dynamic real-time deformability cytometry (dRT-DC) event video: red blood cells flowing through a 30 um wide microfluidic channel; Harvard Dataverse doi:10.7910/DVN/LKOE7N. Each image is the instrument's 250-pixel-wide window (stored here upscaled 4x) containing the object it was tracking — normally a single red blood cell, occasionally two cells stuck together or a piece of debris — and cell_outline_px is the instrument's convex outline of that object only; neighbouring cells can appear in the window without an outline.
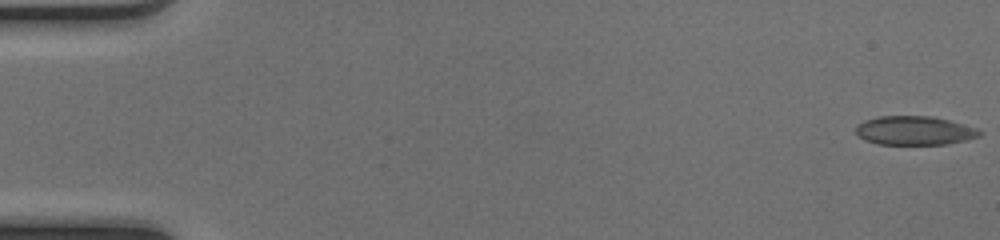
{"species": "common noctule bat (a hibernating species)", "species_latin": "Nyctalus noctula", "temperature_condition": "cold", "stored_images_in_passage": 51, "camera_frame_rate_fps": 3000, "um_per_image_px": 0.085, "animal": {"sex": "female", "body_mass_g": 17.0, "forearm_length_mm": 48.0}, "frame": {"image": 1, "passage_image": 1, "time_ms": 0.0, "image_size_px": [1000, 240], "cell_outline_px": [[984, 132], [980, 136], [948, 144], [880, 144], [864, 140], [856, 132], [856, 128], [864, 120], [880, 116], [932, 116], [948, 120], [976, 128]], "centroid_in_image_um": [77.75, 11.1], "position_along_channel_um": 7.3, "area_um2": 20.63}}
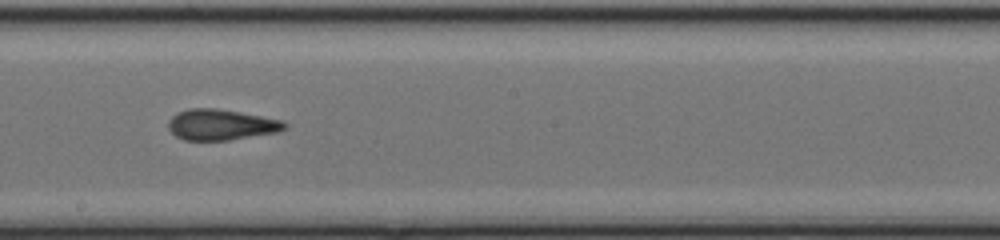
{"frame": {"image": 2, "passage_image": 29, "time_ms": 9.333, "image_size_px": [1000, 240], "cell_outline_px": [[288, 128], [276, 132], [228, 140], [184, 140], [176, 136], [168, 128], [168, 120], [176, 112], [188, 108], [216, 108], [284, 120], [288, 124]], "centroid_in_image_um": [18.78, 10.59], "position_along_channel_um": 229.4, "area_um2": 20.92}}
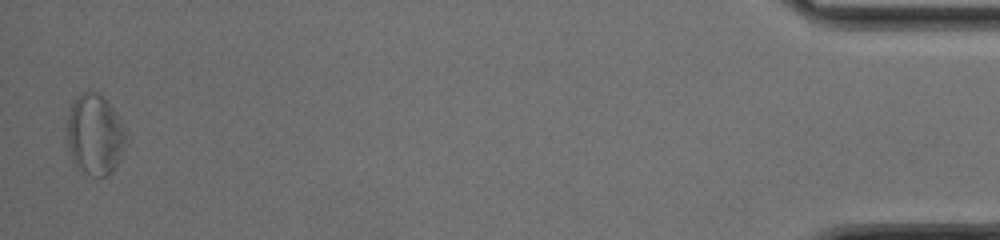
{"frame": {"image": 3, "passage_image": 50, "time_ms": 16.333, "image_size_px": [1000, 240], "cell_outline_px": [[124, 136], [120, 160], [108, 176], [100, 176], [88, 172], [76, 164], [72, 156], [68, 144], [64, 128], [72, 104], [76, 96], [80, 92], [96, 92], [120, 116]], "centroid_in_image_um": [8.02, 11.4], "position_along_channel_um": 427.2, "area_um2": 26.93}, "authors_computed_cell_mechanics": {"area_um2": 21.2704, "velocity_mm_per_s": 4.1304, "shape_relaxation_time_tau1_ms": 6.5517, "shape_relaxation_time_tau2_ms": 2.0546, "deformation_change_tau1": 0.1436, "deformation_change_tau2": 0.0923}}